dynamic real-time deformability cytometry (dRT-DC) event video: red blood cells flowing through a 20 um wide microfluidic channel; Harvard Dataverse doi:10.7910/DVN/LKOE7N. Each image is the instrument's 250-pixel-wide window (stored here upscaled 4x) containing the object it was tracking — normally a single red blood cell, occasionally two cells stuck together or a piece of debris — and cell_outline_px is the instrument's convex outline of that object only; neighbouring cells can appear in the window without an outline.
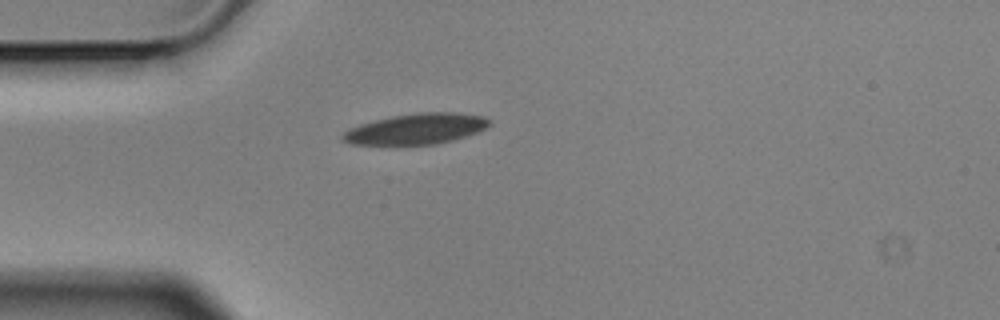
{"species": "Egyptian fruit bat (a non-hibernating species)", "species_latin": "Rousettus aegyptiacus", "temperature_condition": "cold", "stored_images_in_passage": 1, "camera_frame_rate_fps": 3000, "um_per_image_px": 0.085, "animal": {"sex": "male"}, "frame": {"image": 1, "passage_image": 1, "time_ms": 0.0, "image_size_px": [1000, 320], "cell_outline_px": [[492, 124], [476, 132], [452, 140], [436, 144], [348, 144], [340, 140], [340, 136], [348, 128], [360, 124], [392, 116], [416, 112], [456, 112], [484, 116], [492, 120]], "centroid_in_image_um": [35.36, 10.94], "position_along_channel_um": 49.6, "area_um2": 26.24}}